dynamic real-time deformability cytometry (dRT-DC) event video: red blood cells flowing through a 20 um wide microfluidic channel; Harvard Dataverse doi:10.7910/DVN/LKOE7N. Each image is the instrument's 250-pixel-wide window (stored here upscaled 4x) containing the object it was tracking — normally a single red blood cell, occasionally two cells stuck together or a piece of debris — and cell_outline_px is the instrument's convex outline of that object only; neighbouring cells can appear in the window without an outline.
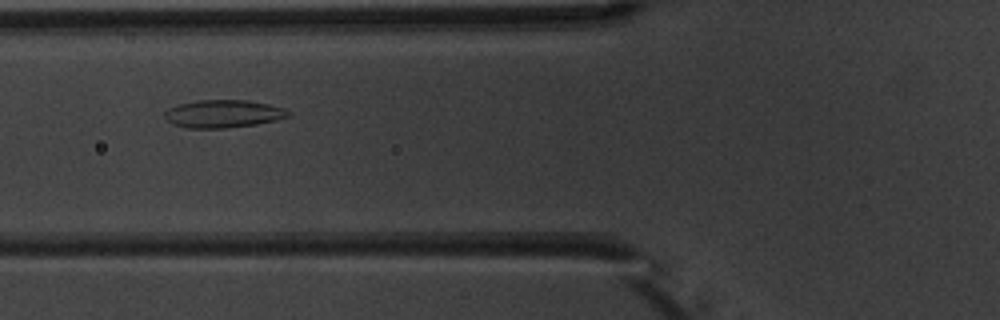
{"species": "common noctule bat (a hibernating species)", "species_latin": "Nyctalus noctula", "temperature_condition": "warm", "stored_images_in_passage": 13, "camera_frame_rate_fps": 3000, "um_per_image_px": 0.085, "animal": {"sex": "male", "body_mass_g": 20.1, "forearm_length_mm": 53.5}, "frame": {"image": 1, "passage_image": 4, "time_ms": 4.333, "image_size_px": [1000, 320], "cell_outline_px": [[292, 116], [276, 120], [256, 124], [224, 128], [184, 128], [172, 124], [164, 116], [164, 112], [168, 108], [180, 104], [196, 100], [248, 100], [268, 104], [284, 108]], "centroid_in_image_um": [18.96, 9.67], "position_along_channel_um": 106.8, "area_um2": 20.06}}
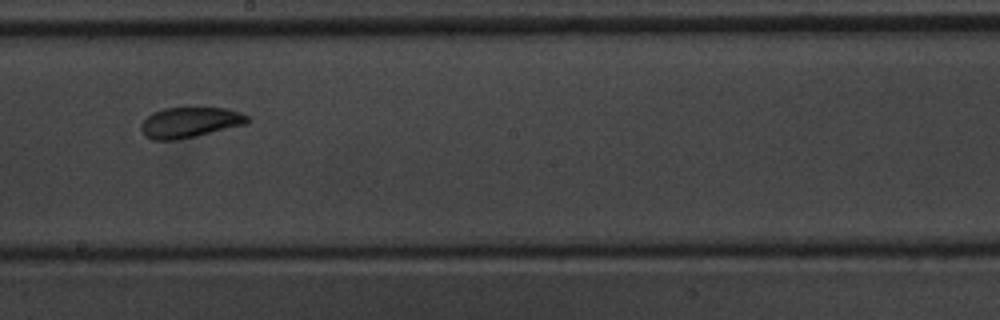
{"frame": {"image": 2, "passage_image": 7, "time_ms": 7.667, "image_size_px": [1000, 320], "cell_outline_px": [[248, 124], [192, 136], [172, 140], [152, 140], [144, 136], [140, 128], [140, 124], [152, 112], [164, 108], [224, 108], [240, 112], [248, 116]], "centroid_in_image_um": [16.1, 10.4], "position_along_channel_um": 232.1, "area_um2": 18.67}}
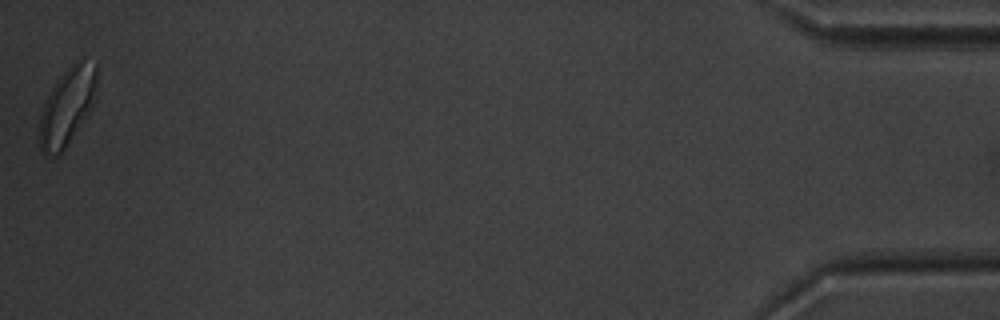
{"frame": {"image": 3, "passage_image": 13, "time_ms": 15.333, "image_size_px": [1000, 320], "cell_outline_px": [[96, 84], [92, 104], [64, 148], [56, 156], [44, 156], [40, 152], [40, 116], [44, 104], [52, 88], [60, 76], [80, 56], [96, 64]], "centroid_in_image_um": [5.69, 9.01], "position_along_channel_um": 429.5, "area_um2": 25.03}, "authors_computed_cell_mechanics": {"area_um2": 19.0162, "velocity_mm_per_s": 3.7561, "shape_relaxation_time_tau1_ms": 3.6475, "shape_relaxation_time_tau2_ms": 0.828, "deformation_change_tau1": 0.0913, "deformation_change_tau2": 0.0556}}